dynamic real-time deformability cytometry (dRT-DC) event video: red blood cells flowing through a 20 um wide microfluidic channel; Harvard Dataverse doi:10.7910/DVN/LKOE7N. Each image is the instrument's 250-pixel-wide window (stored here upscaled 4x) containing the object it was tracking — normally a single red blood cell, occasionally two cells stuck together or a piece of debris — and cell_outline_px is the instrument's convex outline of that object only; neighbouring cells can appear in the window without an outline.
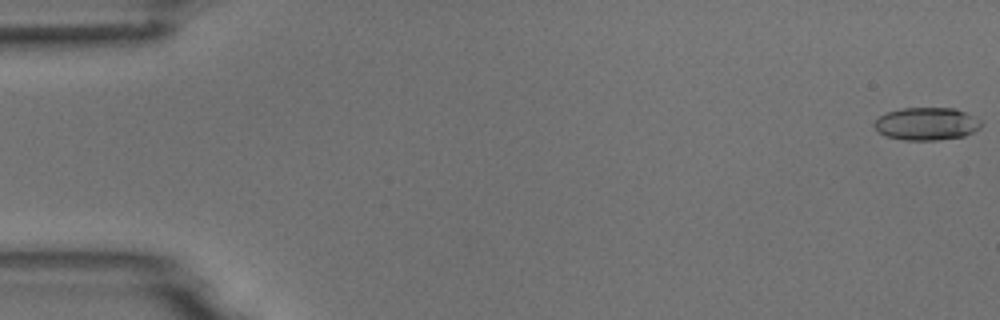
{"species": "common noctule bat (a hibernating species)", "species_latin": "Nyctalus noctula", "temperature_condition": "room temperature", "stored_images_in_passage": 6, "camera_frame_rate_fps": 3000, "um_per_image_px": 0.085, "animal": {"sex": "male", "body_mass_g": 18.8}, "frame": {"image": 1, "passage_image": 1, "time_ms": 0.0, "image_size_px": [1000, 320], "cell_outline_px": [[980, 128], [964, 136], [936, 140], [904, 140], [888, 136], [876, 132], [872, 124], [884, 112], [900, 108], [956, 108], [980, 120]], "centroid_in_image_um": [78.7, 10.52], "position_along_channel_um": 6.3, "area_um2": 20.4}}
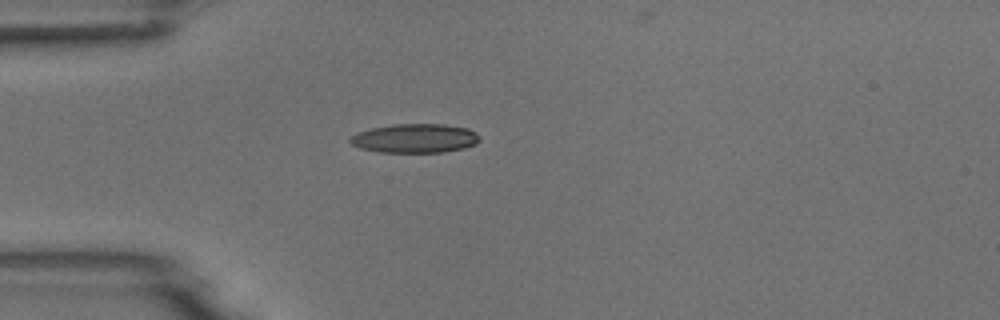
{"frame": {"image": 2, "passage_image": 5, "time_ms": 4.667, "image_size_px": [1000, 320], "cell_outline_px": [[480, 140], [476, 144], [464, 148], [444, 152], [380, 152], [360, 148], [352, 144], [348, 140], [352, 136], [360, 132], [372, 128], [392, 124], [444, 124], [468, 128], [476, 132], [480, 136]], "centroid_in_image_um": [35.32, 11.75], "position_along_channel_um": 49.7, "area_um2": 21.91}}